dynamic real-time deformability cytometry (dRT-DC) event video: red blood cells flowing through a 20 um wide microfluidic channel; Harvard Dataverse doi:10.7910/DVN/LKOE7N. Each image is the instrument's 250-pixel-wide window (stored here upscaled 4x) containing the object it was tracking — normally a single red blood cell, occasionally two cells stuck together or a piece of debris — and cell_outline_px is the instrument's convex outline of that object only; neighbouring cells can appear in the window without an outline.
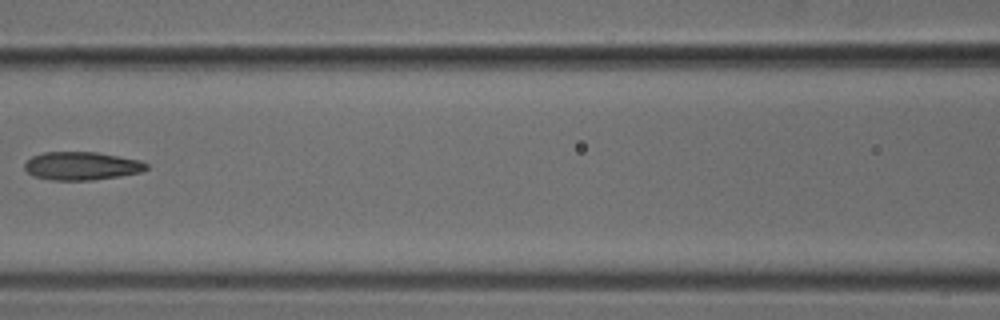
{"species": "common noctule bat (a hibernating species)", "species_latin": "Nyctalus noctula", "temperature_condition": "cold", "stored_images_in_passage": 6, "camera_frame_rate_fps": 3000, "um_per_image_px": 0.085, "animal": {"sex": "male", "body_mass_g": 18.8}, "frame": {"image": 1, "passage_image": 6, "time_ms": 1.667, "image_size_px": [1000, 320], "cell_outline_px": [[148, 168], [140, 172], [120, 176], [92, 180], [52, 180], [32, 176], [24, 168], [24, 164], [32, 156], [44, 152], [96, 152], [140, 160], [148, 164]], "centroid_in_image_um": [6.93, 14.1], "position_along_channel_um": 159.7, "area_um2": 20.0}}